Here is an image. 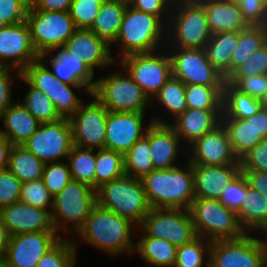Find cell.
<instances>
[{
    "mask_svg": "<svg viewBox=\"0 0 267 267\" xmlns=\"http://www.w3.org/2000/svg\"><path fill=\"white\" fill-rule=\"evenodd\" d=\"M136 229L129 219L96 205L76 234L88 245L117 256L134 253L132 235Z\"/></svg>",
    "mask_w": 267,
    "mask_h": 267,
    "instance_id": "cell-1",
    "label": "cell"
},
{
    "mask_svg": "<svg viewBox=\"0 0 267 267\" xmlns=\"http://www.w3.org/2000/svg\"><path fill=\"white\" fill-rule=\"evenodd\" d=\"M167 170L155 169L141 180L151 208L189 210L195 198L192 164Z\"/></svg>",
    "mask_w": 267,
    "mask_h": 267,
    "instance_id": "cell-2",
    "label": "cell"
},
{
    "mask_svg": "<svg viewBox=\"0 0 267 267\" xmlns=\"http://www.w3.org/2000/svg\"><path fill=\"white\" fill-rule=\"evenodd\" d=\"M166 34L167 25L159 17L128 4L115 44L122 51L121 58L135 53H149L160 50L161 43H166L163 41L167 40L164 37Z\"/></svg>",
    "mask_w": 267,
    "mask_h": 267,
    "instance_id": "cell-3",
    "label": "cell"
},
{
    "mask_svg": "<svg viewBox=\"0 0 267 267\" xmlns=\"http://www.w3.org/2000/svg\"><path fill=\"white\" fill-rule=\"evenodd\" d=\"M97 205L129 219L137 227L150 211L142 180L123 175L96 189Z\"/></svg>",
    "mask_w": 267,
    "mask_h": 267,
    "instance_id": "cell-4",
    "label": "cell"
},
{
    "mask_svg": "<svg viewBox=\"0 0 267 267\" xmlns=\"http://www.w3.org/2000/svg\"><path fill=\"white\" fill-rule=\"evenodd\" d=\"M189 211L197 236L208 241L239 239L246 234L236 212L217 199L195 197Z\"/></svg>",
    "mask_w": 267,
    "mask_h": 267,
    "instance_id": "cell-5",
    "label": "cell"
},
{
    "mask_svg": "<svg viewBox=\"0 0 267 267\" xmlns=\"http://www.w3.org/2000/svg\"><path fill=\"white\" fill-rule=\"evenodd\" d=\"M211 36L206 11L201 3H185L171 8L167 46L204 49Z\"/></svg>",
    "mask_w": 267,
    "mask_h": 267,
    "instance_id": "cell-6",
    "label": "cell"
},
{
    "mask_svg": "<svg viewBox=\"0 0 267 267\" xmlns=\"http://www.w3.org/2000/svg\"><path fill=\"white\" fill-rule=\"evenodd\" d=\"M97 205L96 190L89 185L71 179L68 184L53 197L51 212L53 227L58 234L64 233L67 223L77 231L84 225L92 209Z\"/></svg>",
    "mask_w": 267,
    "mask_h": 267,
    "instance_id": "cell-7",
    "label": "cell"
},
{
    "mask_svg": "<svg viewBox=\"0 0 267 267\" xmlns=\"http://www.w3.org/2000/svg\"><path fill=\"white\" fill-rule=\"evenodd\" d=\"M124 72L126 75L116 71L96 79L92 95L109 111L145 113L152 101L129 74Z\"/></svg>",
    "mask_w": 267,
    "mask_h": 267,
    "instance_id": "cell-8",
    "label": "cell"
},
{
    "mask_svg": "<svg viewBox=\"0 0 267 267\" xmlns=\"http://www.w3.org/2000/svg\"><path fill=\"white\" fill-rule=\"evenodd\" d=\"M21 75L33 87L48 95L61 118L69 119L83 103L71 87L76 88L78 93L83 88L84 92L92 94L86 85H69L60 81L40 58L29 64Z\"/></svg>",
    "mask_w": 267,
    "mask_h": 267,
    "instance_id": "cell-9",
    "label": "cell"
},
{
    "mask_svg": "<svg viewBox=\"0 0 267 267\" xmlns=\"http://www.w3.org/2000/svg\"><path fill=\"white\" fill-rule=\"evenodd\" d=\"M137 229L141 236L164 239L176 247L198 237L190 211L182 208H151Z\"/></svg>",
    "mask_w": 267,
    "mask_h": 267,
    "instance_id": "cell-10",
    "label": "cell"
},
{
    "mask_svg": "<svg viewBox=\"0 0 267 267\" xmlns=\"http://www.w3.org/2000/svg\"><path fill=\"white\" fill-rule=\"evenodd\" d=\"M26 22L35 51L43 53L62 48L76 27L70 12L38 11L28 9Z\"/></svg>",
    "mask_w": 267,
    "mask_h": 267,
    "instance_id": "cell-11",
    "label": "cell"
},
{
    "mask_svg": "<svg viewBox=\"0 0 267 267\" xmlns=\"http://www.w3.org/2000/svg\"><path fill=\"white\" fill-rule=\"evenodd\" d=\"M135 53L119 58L120 67L142 88L150 100L172 76V63L168 53Z\"/></svg>",
    "mask_w": 267,
    "mask_h": 267,
    "instance_id": "cell-12",
    "label": "cell"
},
{
    "mask_svg": "<svg viewBox=\"0 0 267 267\" xmlns=\"http://www.w3.org/2000/svg\"><path fill=\"white\" fill-rule=\"evenodd\" d=\"M263 239L246 233L242 238L211 242L209 267H266Z\"/></svg>",
    "mask_w": 267,
    "mask_h": 267,
    "instance_id": "cell-13",
    "label": "cell"
},
{
    "mask_svg": "<svg viewBox=\"0 0 267 267\" xmlns=\"http://www.w3.org/2000/svg\"><path fill=\"white\" fill-rule=\"evenodd\" d=\"M172 76L185 85L224 87L226 79L208 60L205 49L170 47ZM172 50V51H171Z\"/></svg>",
    "mask_w": 267,
    "mask_h": 267,
    "instance_id": "cell-14",
    "label": "cell"
},
{
    "mask_svg": "<svg viewBox=\"0 0 267 267\" xmlns=\"http://www.w3.org/2000/svg\"><path fill=\"white\" fill-rule=\"evenodd\" d=\"M23 146L44 164L67 159L73 146L70 119L61 118L52 123H41Z\"/></svg>",
    "mask_w": 267,
    "mask_h": 267,
    "instance_id": "cell-15",
    "label": "cell"
},
{
    "mask_svg": "<svg viewBox=\"0 0 267 267\" xmlns=\"http://www.w3.org/2000/svg\"><path fill=\"white\" fill-rule=\"evenodd\" d=\"M94 100L84 105L69 118L73 145L87 149H104L108 109L91 94Z\"/></svg>",
    "mask_w": 267,
    "mask_h": 267,
    "instance_id": "cell-16",
    "label": "cell"
},
{
    "mask_svg": "<svg viewBox=\"0 0 267 267\" xmlns=\"http://www.w3.org/2000/svg\"><path fill=\"white\" fill-rule=\"evenodd\" d=\"M30 37L27 22L3 25L0 29V67L15 69L17 78L32 62L39 59Z\"/></svg>",
    "mask_w": 267,
    "mask_h": 267,
    "instance_id": "cell-17",
    "label": "cell"
},
{
    "mask_svg": "<svg viewBox=\"0 0 267 267\" xmlns=\"http://www.w3.org/2000/svg\"><path fill=\"white\" fill-rule=\"evenodd\" d=\"M61 238L56 231L12 235L2 261L7 267H35Z\"/></svg>",
    "mask_w": 267,
    "mask_h": 267,
    "instance_id": "cell-18",
    "label": "cell"
},
{
    "mask_svg": "<svg viewBox=\"0 0 267 267\" xmlns=\"http://www.w3.org/2000/svg\"><path fill=\"white\" fill-rule=\"evenodd\" d=\"M145 113L108 111L105 148L125 155L141 139L149 126L144 123Z\"/></svg>",
    "mask_w": 267,
    "mask_h": 267,
    "instance_id": "cell-19",
    "label": "cell"
},
{
    "mask_svg": "<svg viewBox=\"0 0 267 267\" xmlns=\"http://www.w3.org/2000/svg\"><path fill=\"white\" fill-rule=\"evenodd\" d=\"M188 149L191 164L201 165H240L234 154L226 128L221 123L192 143Z\"/></svg>",
    "mask_w": 267,
    "mask_h": 267,
    "instance_id": "cell-20",
    "label": "cell"
},
{
    "mask_svg": "<svg viewBox=\"0 0 267 267\" xmlns=\"http://www.w3.org/2000/svg\"><path fill=\"white\" fill-rule=\"evenodd\" d=\"M0 217L10 236L15 234L56 231L48 210L33 207L21 202L0 209Z\"/></svg>",
    "mask_w": 267,
    "mask_h": 267,
    "instance_id": "cell-21",
    "label": "cell"
},
{
    "mask_svg": "<svg viewBox=\"0 0 267 267\" xmlns=\"http://www.w3.org/2000/svg\"><path fill=\"white\" fill-rule=\"evenodd\" d=\"M152 120L148 128V140L154 169L174 168L182 141L168 121L159 116H153Z\"/></svg>",
    "mask_w": 267,
    "mask_h": 267,
    "instance_id": "cell-22",
    "label": "cell"
},
{
    "mask_svg": "<svg viewBox=\"0 0 267 267\" xmlns=\"http://www.w3.org/2000/svg\"><path fill=\"white\" fill-rule=\"evenodd\" d=\"M109 47L90 29H76L62 48L77 55L94 72L97 67L107 68L116 63Z\"/></svg>",
    "mask_w": 267,
    "mask_h": 267,
    "instance_id": "cell-23",
    "label": "cell"
},
{
    "mask_svg": "<svg viewBox=\"0 0 267 267\" xmlns=\"http://www.w3.org/2000/svg\"><path fill=\"white\" fill-rule=\"evenodd\" d=\"M192 170L195 197L218 200L241 172V165L192 164Z\"/></svg>",
    "mask_w": 267,
    "mask_h": 267,
    "instance_id": "cell-24",
    "label": "cell"
},
{
    "mask_svg": "<svg viewBox=\"0 0 267 267\" xmlns=\"http://www.w3.org/2000/svg\"><path fill=\"white\" fill-rule=\"evenodd\" d=\"M59 50V51H58ZM53 58L47 60L48 54L52 52ZM45 64H51L53 74L63 83L69 85H86L93 91L96 80L94 81L93 72L77 55H72L63 48L43 53L39 57Z\"/></svg>",
    "mask_w": 267,
    "mask_h": 267,
    "instance_id": "cell-25",
    "label": "cell"
},
{
    "mask_svg": "<svg viewBox=\"0 0 267 267\" xmlns=\"http://www.w3.org/2000/svg\"><path fill=\"white\" fill-rule=\"evenodd\" d=\"M222 109H186L173 124H169L189 147L198 138L214 130L221 124Z\"/></svg>",
    "mask_w": 267,
    "mask_h": 267,
    "instance_id": "cell-26",
    "label": "cell"
},
{
    "mask_svg": "<svg viewBox=\"0 0 267 267\" xmlns=\"http://www.w3.org/2000/svg\"><path fill=\"white\" fill-rule=\"evenodd\" d=\"M200 3L206 11L208 27L212 34L239 32L249 26L234 0H204Z\"/></svg>",
    "mask_w": 267,
    "mask_h": 267,
    "instance_id": "cell-27",
    "label": "cell"
},
{
    "mask_svg": "<svg viewBox=\"0 0 267 267\" xmlns=\"http://www.w3.org/2000/svg\"><path fill=\"white\" fill-rule=\"evenodd\" d=\"M0 120L4 126L0 129V134L5 136L12 145H23L41 124L19 100L13 102L2 113Z\"/></svg>",
    "mask_w": 267,
    "mask_h": 267,
    "instance_id": "cell-28",
    "label": "cell"
},
{
    "mask_svg": "<svg viewBox=\"0 0 267 267\" xmlns=\"http://www.w3.org/2000/svg\"><path fill=\"white\" fill-rule=\"evenodd\" d=\"M238 222L246 233L267 231V198L249 186L245 177V198L236 212Z\"/></svg>",
    "mask_w": 267,
    "mask_h": 267,
    "instance_id": "cell-29",
    "label": "cell"
},
{
    "mask_svg": "<svg viewBox=\"0 0 267 267\" xmlns=\"http://www.w3.org/2000/svg\"><path fill=\"white\" fill-rule=\"evenodd\" d=\"M128 4L129 2L126 0H109L102 4L90 28L99 39L109 46L115 43Z\"/></svg>",
    "mask_w": 267,
    "mask_h": 267,
    "instance_id": "cell-30",
    "label": "cell"
},
{
    "mask_svg": "<svg viewBox=\"0 0 267 267\" xmlns=\"http://www.w3.org/2000/svg\"><path fill=\"white\" fill-rule=\"evenodd\" d=\"M234 154L240 159L264 138L254 128V114L246 119L221 118Z\"/></svg>",
    "mask_w": 267,
    "mask_h": 267,
    "instance_id": "cell-31",
    "label": "cell"
},
{
    "mask_svg": "<svg viewBox=\"0 0 267 267\" xmlns=\"http://www.w3.org/2000/svg\"><path fill=\"white\" fill-rule=\"evenodd\" d=\"M238 43V31L212 34L205 52L212 66L226 79L230 75V61Z\"/></svg>",
    "mask_w": 267,
    "mask_h": 267,
    "instance_id": "cell-32",
    "label": "cell"
},
{
    "mask_svg": "<svg viewBox=\"0 0 267 267\" xmlns=\"http://www.w3.org/2000/svg\"><path fill=\"white\" fill-rule=\"evenodd\" d=\"M134 252L153 267H174L177 247L164 239L142 236L135 243Z\"/></svg>",
    "mask_w": 267,
    "mask_h": 267,
    "instance_id": "cell-33",
    "label": "cell"
},
{
    "mask_svg": "<svg viewBox=\"0 0 267 267\" xmlns=\"http://www.w3.org/2000/svg\"><path fill=\"white\" fill-rule=\"evenodd\" d=\"M262 107L260 100L240 92L225 81L221 118L246 119L256 114Z\"/></svg>",
    "mask_w": 267,
    "mask_h": 267,
    "instance_id": "cell-34",
    "label": "cell"
},
{
    "mask_svg": "<svg viewBox=\"0 0 267 267\" xmlns=\"http://www.w3.org/2000/svg\"><path fill=\"white\" fill-rule=\"evenodd\" d=\"M44 163L23 145H13L8 169L22 182L42 179Z\"/></svg>",
    "mask_w": 267,
    "mask_h": 267,
    "instance_id": "cell-35",
    "label": "cell"
},
{
    "mask_svg": "<svg viewBox=\"0 0 267 267\" xmlns=\"http://www.w3.org/2000/svg\"><path fill=\"white\" fill-rule=\"evenodd\" d=\"M267 43V26H248L238 32V43L230 61V74Z\"/></svg>",
    "mask_w": 267,
    "mask_h": 267,
    "instance_id": "cell-36",
    "label": "cell"
},
{
    "mask_svg": "<svg viewBox=\"0 0 267 267\" xmlns=\"http://www.w3.org/2000/svg\"><path fill=\"white\" fill-rule=\"evenodd\" d=\"M124 168L125 175L139 179L155 170L148 140V129L146 134L124 155Z\"/></svg>",
    "mask_w": 267,
    "mask_h": 267,
    "instance_id": "cell-37",
    "label": "cell"
},
{
    "mask_svg": "<svg viewBox=\"0 0 267 267\" xmlns=\"http://www.w3.org/2000/svg\"><path fill=\"white\" fill-rule=\"evenodd\" d=\"M67 159L71 178L95 189L96 152L73 145Z\"/></svg>",
    "mask_w": 267,
    "mask_h": 267,
    "instance_id": "cell-38",
    "label": "cell"
},
{
    "mask_svg": "<svg viewBox=\"0 0 267 267\" xmlns=\"http://www.w3.org/2000/svg\"><path fill=\"white\" fill-rule=\"evenodd\" d=\"M125 175L124 155L109 149L96 151L95 190Z\"/></svg>",
    "mask_w": 267,
    "mask_h": 267,
    "instance_id": "cell-39",
    "label": "cell"
},
{
    "mask_svg": "<svg viewBox=\"0 0 267 267\" xmlns=\"http://www.w3.org/2000/svg\"><path fill=\"white\" fill-rule=\"evenodd\" d=\"M23 80L29 86L21 104L40 122L52 123L61 119L57 113L53 102L44 92L33 87L22 75Z\"/></svg>",
    "mask_w": 267,
    "mask_h": 267,
    "instance_id": "cell-40",
    "label": "cell"
},
{
    "mask_svg": "<svg viewBox=\"0 0 267 267\" xmlns=\"http://www.w3.org/2000/svg\"><path fill=\"white\" fill-rule=\"evenodd\" d=\"M158 101L161 108L167 111L176 119L187 109V101L185 99V84L171 76L160 91L153 97L151 101Z\"/></svg>",
    "mask_w": 267,
    "mask_h": 267,
    "instance_id": "cell-41",
    "label": "cell"
},
{
    "mask_svg": "<svg viewBox=\"0 0 267 267\" xmlns=\"http://www.w3.org/2000/svg\"><path fill=\"white\" fill-rule=\"evenodd\" d=\"M188 109H222L223 87L185 85Z\"/></svg>",
    "mask_w": 267,
    "mask_h": 267,
    "instance_id": "cell-42",
    "label": "cell"
},
{
    "mask_svg": "<svg viewBox=\"0 0 267 267\" xmlns=\"http://www.w3.org/2000/svg\"><path fill=\"white\" fill-rule=\"evenodd\" d=\"M211 241L197 237L192 242L177 247L174 267H203L207 257L209 267Z\"/></svg>",
    "mask_w": 267,
    "mask_h": 267,
    "instance_id": "cell-43",
    "label": "cell"
},
{
    "mask_svg": "<svg viewBox=\"0 0 267 267\" xmlns=\"http://www.w3.org/2000/svg\"><path fill=\"white\" fill-rule=\"evenodd\" d=\"M77 244L62 237L35 267H76Z\"/></svg>",
    "mask_w": 267,
    "mask_h": 267,
    "instance_id": "cell-44",
    "label": "cell"
},
{
    "mask_svg": "<svg viewBox=\"0 0 267 267\" xmlns=\"http://www.w3.org/2000/svg\"><path fill=\"white\" fill-rule=\"evenodd\" d=\"M258 74L267 75V43L239 65L226 78V82L234 86L240 79Z\"/></svg>",
    "mask_w": 267,
    "mask_h": 267,
    "instance_id": "cell-45",
    "label": "cell"
},
{
    "mask_svg": "<svg viewBox=\"0 0 267 267\" xmlns=\"http://www.w3.org/2000/svg\"><path fill=\"white\" fill-rule=\"evenodd\" d=\"M20 202L48 210L50 213L53 209V196L42 179L22 183Z\"/></svg>",
    "mask_w": 267,
    "mask_h": 267,
    "instance_id": "cell-46",
    "label": "cell"
},
{
    "mask_svg": "<svg viewBox=\"0 0 267 267\" xmlns=\"http://www.w3.org/2000/svg\"><path fill=\"white\" fill-rule=\"evenodd\" d=\"M71 179L68 162L60 161L44 165L42 180L53 197H55Z\"/></svg>",
    "mask_w": 267,
    "mask_h": 267,
    "instance_id": "cell-47",
    "label": "cell"
},
{
    "mask_svg": "<svg viewBox=\"0 0 267 267\" xmlns=\"http://www.w3.org/2000/svg\"><path fill=\"white\" fill-rule=\"evenodd\" d=\"M100 7L97 0H73L69 12L76 29H90Z\"/></svg>",
    "mask_w": 267,
    "mask_h": 267,
    "instance_id": "cell-48",
    "label": "cell"
},
{
    "mask_svg": "<svg viewBox=\"0 0 267 267\" xmlns=\"http://www.w3.org/2000/svg\"><path fill=\"white\" fill-rule=\"evenodd\" d=\"M22 182L7 168L0 172V209L20 202Z\"/></svg>",
    "mask_w": 267,
    "mask_h": 267,
    "instance_id": "cell-49",
    "label": "cell"
},
{
    "mask_svg": "<svg viewBox=\"0 0 267 267\" xmlns=\"http://www.w3.org/2000/svg\"><path fill=\"white\" fill-rule=\"evenodd\" d=\"M249 26L267 25V0H234Z\"/></svg>",
    "mask_w": 267,
    "mask_h": 267,
    "instance_id": "cell-50",
    "label": "cell"
},
{
    "mask_svg": "<svg viewBox=\"0 0 267 267\" xmlns=\"http://www.w3.org/2000/svg\"><path fill=\"white\" fill-rule=\"evenodd\" d=\"M245 198V175L240 172L222 191L221 197L218 199L219 202L237 212Z\"/></svg>",
    "mask_w": 267,
    "mask_h": 267,
    "instance_id": "cell-51",
    "label": "cell"
},
{
    "mask_svg": "<svg viewBox=\"0 0 267 267\" xmlns=\"http://www.w3.org/2000/svg\"><path fill=\"white\" fill-rule=\"evenodd\" d=\"M239 161L241 170L267 172V139L251 148Z\"/></svg>",
    "mask_w": 267,
    "mask_h": 267,
    "instance_id": "cell-52",
    "label": "cell"
},
{
    "mask_svg": "<svg viewBox=\"0 0 267 267\" xmlns=\"http://www.w3.org/2000/svg\"><path fill=\"white\" fill-rule=\"evenodd\" d=\"M28 8L19 0H0V24L11 25L26 21Z\"/></svg>",
    "mask_w": 267,
    "mask_h": 267,
    "instance_id": "cell-53",
    "label": "cell"
},
{
    "mask_svg": "<svg viewBox=\"0 0 267 267\" xmlns=\"http://www.w3.org/2000/svg\"><path fill=\"white\" fill-rule=\"evenodd\" d=\"M234 87L242 93L261 100L267 88V75L258 74L244 77Z\"/></svg>",
    "mask_w": 267,
    "mask_h": 267,
    "instance_id": "cell-54",
    "label": "cell"
},
{
    "mask_svg": "<svg viewBox=\"0 0 267 267\" xmlns=\"http://www.w3.org/2000/svg\"><path fill=\"white\" fill-rule=\"evenodd\" d=\"M128 2L133 8L153 14L159 17L166 25L168 24L171 7L165 0H129Z\"/></svg>",
    "mask_w": 267,
    "mask_h": 267,
    "instance_id": "cell-55",
    "label": "cell"
},
{
    "mask_svg": "<svg viewBox=\"0 0 267 267\" xmlns=\"http://www.w3.org/2000/svg\"><path fill=\"white\" fill-rule=\"evenodd\" d=\"M12 68L0 67V117L2 113L13 103L12 99Z\"/></svg>",
    "mask_w": 267,
    "mask_h": 267,
    "instance_id": "cell-56",
    "label": "cell"
},
{
    "mask_svg": "<svg viewBox=\"0 0 267 267\" xmlns=\"http://www.w3.org/2000/svg\"><path fill=\"white\" fill-rule=\"evenodd\" d=\"M73 0H34L32 8L38 11L69 12Z\"/></svg>",
    "mask_w": 267,
    "mask_h": 267,
    "instance_id": "cell-57",
    "label": "cell"
},
{
    "mask_svg": "<svg viewBox=\"0 0 267 267\" xmlns=\"http://www.w3.org/2000/svg\"><path fill=\"white\" fill-rule=\"evenodd\" d=\"M250 187L256 189L267 198V172L241 170Z\"/></svg>",
    "mask_w": 267,
    "mask_h": 267,
    "instance_id": "cell-58",
    "label": "cell"
},
{
    "mask_svg": "<svg viewBox=\"0 0 267 267\" xmlns=\"http://www.w3.org/2000/svg\"><path fill=\"white\" fill-rule=\"evenodd\" d=\"M254 128L264 139H267V107H262L254 114Z\"/></svg>",
    "mask_w": 267,
    "mask_h": 267,
    "instance_id": "cell-59",
    "label": "cell"
},
{
    "mask_svg": "<svg viewBox=\"0 0 267 267\" xmlns=\"http://www.w3.org/2000/svg\"><path fill=\"white\" fill-rule=\"evenodd\" d=\"M12 146L11 142L0 134V172L8 168L9 153Z\"/></svg>",
    "mask_w": 267,
    "mask_h": 267,
    "instance_id": "cell-60",
    "label": "cell"
},
{
    "mask_svg": "<svg viewBox=\"0 0 267 267\" xmlns=\"http://www.w3.org/2000/svg\"><path fill=\"white\" fill-rule=\"evenodd\" d=\"M10 234L0 217V260L3 259L9 244Z\"/></svg>",
    "mask_w": 267,
    "mask_h": 267,
    "instance_id": "cell-61",
    "label": "cell"
},
{
    "mask_svg": "<svg viewBox=\"0 0 267 267\" xmlns=\"http://www.w3.org/2000/svg\"><path fill=\"white\" fill-rule=\"evenodd\" d=\"M165 1L171 8L185 3H192V0H165Z\"/></svg>",
    "mask_w": 267,
    "mask_h": 267,
    "instance_id": "cell-62",
    "label": "cell"
},
{
    "mask_svg": "<svg viewBox=\"0 0 267 267\" xmlns=\"http://www.w3.org/2000/svg\"><path fill=\"white\" fill-rule=\"evenodd\" d=\"M22 2L28 9H31L34 3V0H19Z\"/></svg>",
    "mask_w": 267,
    "mask_h": 267,
    "instance_id": "cell-63",
    "label": "cell"
},
{
    "mask_svg": "<svg viewBox=\"0 0 267 267\" xmlns=\"http://www.w3.org/2000/svg\"><path fill=\"white\" fill-rule=\"evenodd\" d=\"M260 101L262 102L263 107H267V88H266L263 98Z\"/></svg>",
    "mask_w": 267,
    "mask_h": 267,
    "instance_id": "cell-64",
    "label": "cell"
},
{
    "mask_svg": "<svg viewBox=\"0 0 267 267\" xmlns=\"http://www.w3.org/2000/svg\"><path fill=\"white\" fill-rule=\"evenodd\" d=\"M109 0H97V3L98 4H104V3H106V2H108Z\"/></svg>",
    "mask_w": 267,
    "mask_h": 267,
    "instance_id": "cell-65",
    "label": "cell"
},
{
    "mask_svg": "<svg viewBox=\"0 0 267 267\" xmlns=\"http://www.w3.org/2000/svg\"><path fill=\"white\" fill-rule=\"evenodd\" d=\"M263 233H264V234H267V231H264ZM263 241H264V243H265L266 253H267V239H265V240L263 239Z\"/></svg>",
    "mask_w": 267,
    "mask_h": 267,
    "instance_id": "cell-66",
    "label": "cell"
},
{
    "mask_svg": "<svg viewBox=\"0 0 267 267\" xmlns=\"http://www.w3.org/2000/svg\"><path fill=\"white\" fill-rule=\"evenodd\" d=\"M0 267H7L2 260H0Z\"/></svg>",
    "mask_w": 267,
    "mask_h": 267,
    "instance_id": "cell-67",
    "label": "cell"
},
{
    "mask_svg": "<svg viewBox=\"0 0 267 267\" xmlns=\"http://www.w3.org/2000/svg\"><path fill=\"white\" fill-rule=\"evenodd\" d=\"M202 1H204V0H192V3H193V2H199V3H200V2H202Z\"/></svg>",
    "mask_w": 267,
    "mask_h": 267,
    "instance_id": "cell-68",
    "label": "cell"
}]
</instances>
